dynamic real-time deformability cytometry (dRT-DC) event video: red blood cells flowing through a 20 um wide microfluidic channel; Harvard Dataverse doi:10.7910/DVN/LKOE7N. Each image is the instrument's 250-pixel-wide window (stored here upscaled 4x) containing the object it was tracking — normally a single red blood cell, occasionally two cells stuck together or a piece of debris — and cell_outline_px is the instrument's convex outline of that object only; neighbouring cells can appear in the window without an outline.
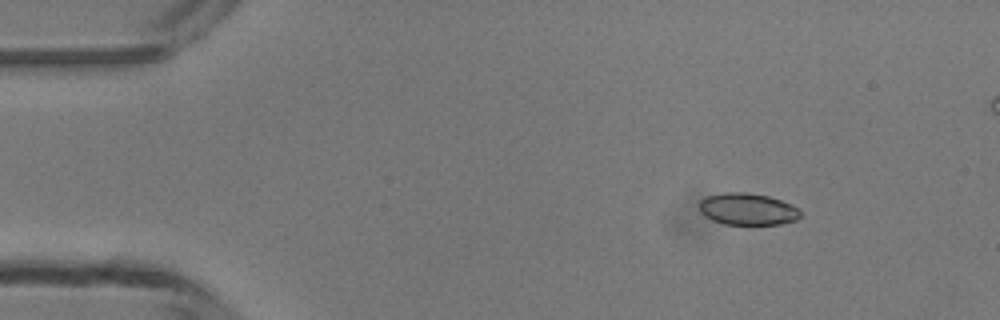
{"species": "common noctule bat (a hibernating species)", "species_latin": "Nyctalus noctula", "temperature_condition": "room temperature", "stored_images_in_passage": 5, "camera_frame_rate_fps": 3000, "um_per_image_px": 0.085, "animal": {"sex": "male", "body_mass_g": 13.3}, "frame": {"image": 1, "passage_image": 2, "time_ms": 2.0, "image_size_px": [1000, 320], "cell_outline_px": [[800, 216], [796, 220], [780, 224], [724, 224], [712, 220], [704, 216], [700, 212], [700, 200], [708, 196], [724, 192], [744, 192], [768, 196], [792, 204], [800, 212]], "centroid_in_image_um": [63.53, 17.77], "position_along_channel_um": 21.5, "area_um2": 18.67}}